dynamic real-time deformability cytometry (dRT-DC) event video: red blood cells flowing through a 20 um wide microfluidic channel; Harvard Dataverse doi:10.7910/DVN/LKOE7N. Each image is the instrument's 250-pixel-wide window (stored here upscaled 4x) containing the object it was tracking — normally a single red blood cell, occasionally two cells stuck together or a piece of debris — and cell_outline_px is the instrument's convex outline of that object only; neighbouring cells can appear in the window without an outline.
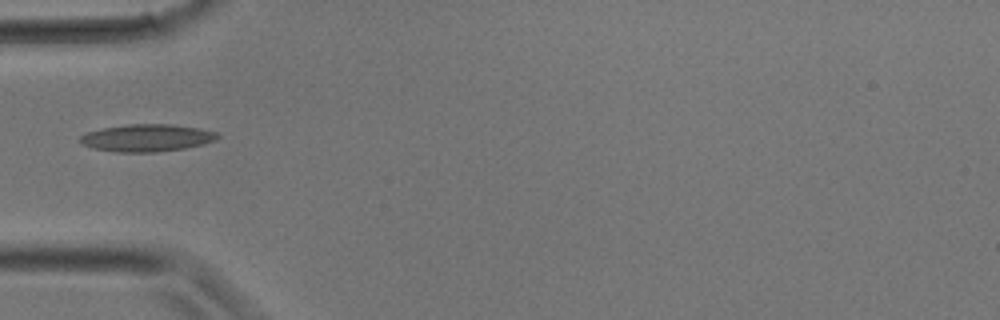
{"species": "common noctule bat (a hibernating species)", "species_latin": "Nyctalus noctula", "temperature_condition": "room temperature", "stored_images_in_passage": 23, "camera_frame_rate_fps": 3000, "um_per_image_px": 0.085, "animal": {"sex": "male", "body_mass_g": 17.9}, "frame": {"image": 1, "passage_image": 1, "time_ms": 0.0, "image_size_px": [1000, 320], "cell_outline_px": [[220, 136], [216, 140], [204, 144], [184, 148], [156, 152], [116, 152], [92, 148], [84, 144], [80, 140], [80, 136], [88, 132], [100, 128], [128, 124], [172, 124], [200, 128], [216, 132]], "centroid_in_image_um": [12.51, 11.71], "position_along_channel_um": 72.5, "area_um2": 21.91}}
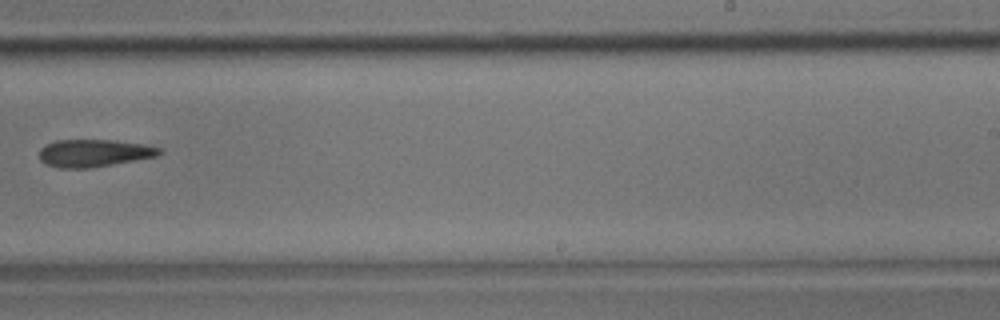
{"frame": {"image": 2, "passage_image": 11, "time_ms": 3.333, "image_size_px": [1000, 320], "cell_outline_px": [[164, 152], [160, 156], [88, 168], [60, 168], [44, 164], [40, 160], [40, 148], [44, 144], [56, 140], [116, 140], [144, 144], [160, 148]], "centroid_in_image_um": [8.0, 13.0], "position_along_channel_um": 281.0, "area_um2": 19.42}}
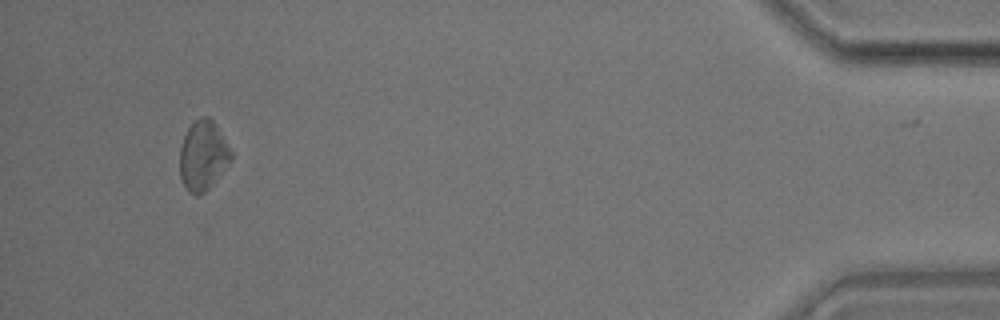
{"frame": {"image": 3, "passage_image": 21, "time_ms": 6.667, "image_size_px": [1000, 320], "cell_outline_px": [[232, 160], [212, 184], [204, 192], [196, 196], [188, 192], [180, 176], [180, 148], [184, 136], [188, 128], [200, 116], [208, 116], [212, 120], [232, 152]], "centroid_in_image_um": [17.25, 13.24], "position_along_channel_um": 418.0, "area_um2": 20.52}}